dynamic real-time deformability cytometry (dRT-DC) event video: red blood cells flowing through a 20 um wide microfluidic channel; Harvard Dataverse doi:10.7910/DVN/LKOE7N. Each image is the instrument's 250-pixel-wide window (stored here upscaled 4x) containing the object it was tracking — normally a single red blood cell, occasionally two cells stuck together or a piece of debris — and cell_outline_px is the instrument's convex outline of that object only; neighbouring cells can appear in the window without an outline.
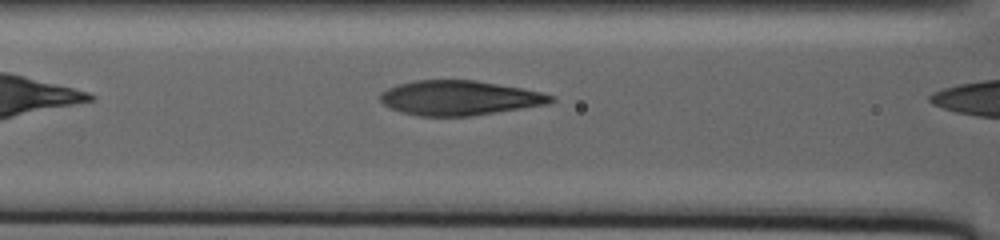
{"species": "human", "species_latin": "Homo sapiens", "temperature_condition": "warm", "stored_images_in_passage": 28, "camera_frame_rate_fps": 3000, "um_per_image_px": 0.085, "donor": {"sex": "male"}, "frame": {"image": 1, "passage_image": 11, "time_ms": 1.667, "image_size_px": [1000, 240], "cell_outline_px": [[556, 100], [548, 104], [472, 116], [420, 116], [400, 112], [384, 104], [380, 100], [380, 92], [396, 84], [416, 80], [476, 80], [544, 92], [552, 96]], "centroid_in_image_um": [39.05, 8.32], "position_along_channel_um": 127.6, "area_um2": 34.56}}
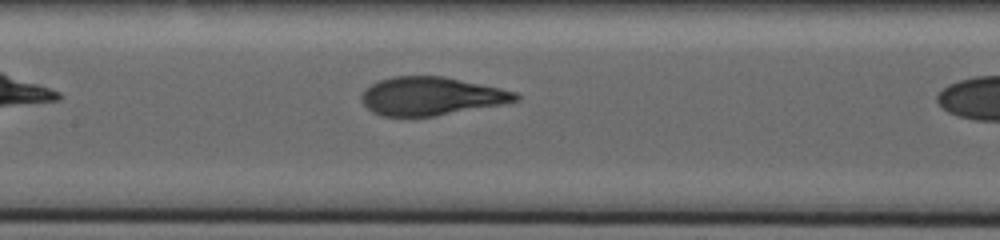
{"frame": {"image": 2, "passage_image": 26, "time_ms": 4.0, "image_size_px": [1000, 240], "cell_outline_px": [[520, 100], [500, 104], [432, 116], [384, 116], [372, 112], [360, 100], [360, 96], [364, 88], [380, 80], [392, 76], [444, 76], [500, 88], [516, 92], [520, 96]], "centroid_in_image_um": [36.61, 8.16], "position_along_channel_um": 170.8, "area_um2": 34.1}}